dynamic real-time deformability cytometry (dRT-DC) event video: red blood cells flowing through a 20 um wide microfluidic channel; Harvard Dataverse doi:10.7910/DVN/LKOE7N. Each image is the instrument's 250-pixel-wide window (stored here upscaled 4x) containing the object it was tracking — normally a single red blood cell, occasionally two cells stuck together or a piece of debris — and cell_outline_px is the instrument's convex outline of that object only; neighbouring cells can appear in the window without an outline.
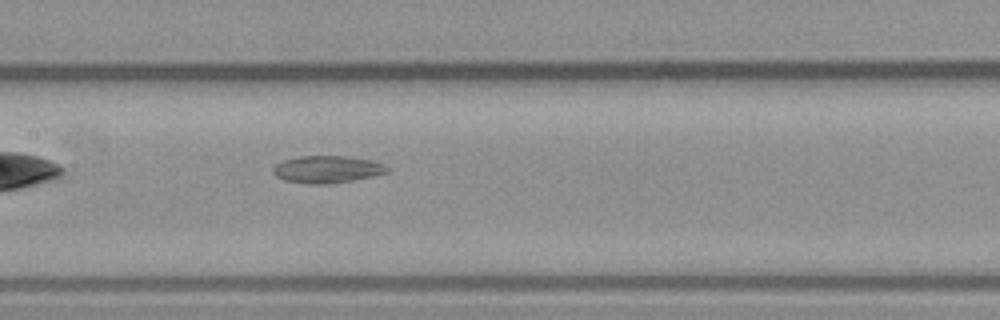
{"species": "common noctule bat (a hibernating species)", "species_latin": "Nyctalus noctula", "temperature_condition": "warm", "stored_images_in_passage": 40, "camera_frame_rate_fps": 3000, "um_per_image_px": 0.085, "animal": {"sex": "male", "body_mass_g": 23.1, "forearm_length_mm": 52.7}, "frame": {"image": 1, "passage_image": 11, "time_ms": 3.333, "image_size_px": [1000, 320], "cell_outline_px": [[388, 172], [372, 176], [352, 180], [324, 184], [308, 184], [284, 180], [276, 176], [272, 172], [272, 168], [276, 164], [284, 160], [300, 156], [348, 156], [372, 160], [384, 164], [388, 168]], "centroid_in_image_um": [27.79, 14.39], "position_along_channel_um": 179.6, "area_um2": 18.03}}
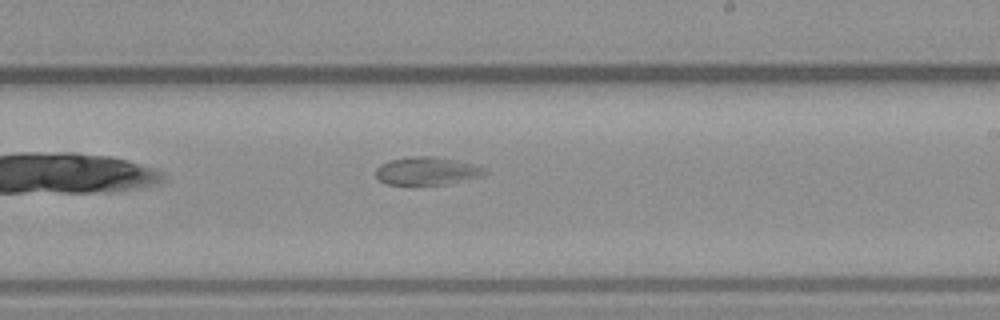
{"frame": {"image": 2, "passage_image": 17, "time_ms": 5.333, "image_size_px": [1000, 320], "cell_outline_px": [[488, 172], [484, 176], [448, 184], [384, 184], [376, 176], [376, 168], [380, 164], [388, 160], [412, 156], [436, 156], [476, 164], [484, 168]], "centroid_in_image_um": [36.32, 14.52], "position_along_channel_um": 252.7, "area_um2": 17.98}}
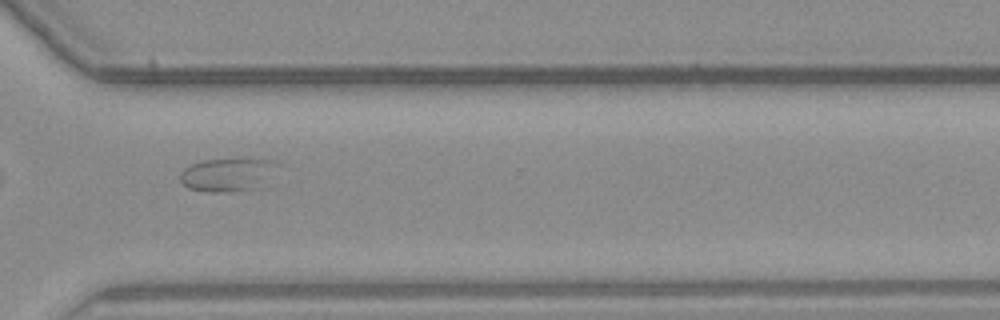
{"frame": {"image": 3, "passage_image": 25, "time_ms": 8.0, "image_size_px": [1000, 320], "cell_outline_px": [[280, 164], [264, 188], [224, 192], [212, 192], [188, 188], [180, 180], [180, 172], [184, 168], [200, 160], [244, 156], [272, 160]], "centroid_in_image_um": [19.45, 14.8], "position_along_channel_um": 351.2, "area_um2": 20.06}}